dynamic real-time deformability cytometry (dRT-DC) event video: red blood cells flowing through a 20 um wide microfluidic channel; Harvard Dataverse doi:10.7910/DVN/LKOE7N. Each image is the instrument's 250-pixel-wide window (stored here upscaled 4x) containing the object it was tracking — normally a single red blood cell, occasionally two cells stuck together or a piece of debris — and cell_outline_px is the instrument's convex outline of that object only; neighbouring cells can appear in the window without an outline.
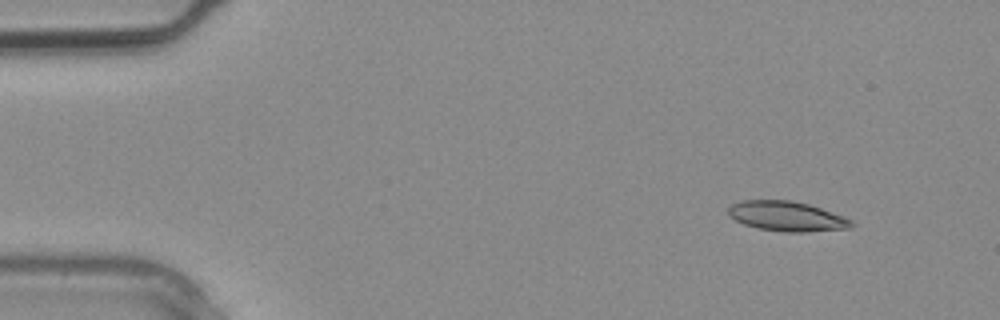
{"species": "common noctule bat (a hibernating species)", "species_latin": "Nyctalus noctula", "temperature_condition": "warm", "stored_images_in_passage": 2, "camera_frame_rate_fps": 3000, "um_per_image_px": 0.085, "animal": {"sex": "male", "body_mass_g": 20.4}, "frame": {"image": 1, "passage_image": 1, "time_ms": 0.0, "image_size_px": [1000, 320], "cell_outline_px": [[856, 224], [852, 228], [804, 232], [788, 232], [756, 228], [744, 224], [728, 216], [728, 208], [732, 204], [740, 200], [792, 200], [808, 204], [844, 216], [852, 220]], "centroid_in_image_um": [66.89, 18.38], "position_along_channel_um": 18.1, "area_um2": 21.56}}